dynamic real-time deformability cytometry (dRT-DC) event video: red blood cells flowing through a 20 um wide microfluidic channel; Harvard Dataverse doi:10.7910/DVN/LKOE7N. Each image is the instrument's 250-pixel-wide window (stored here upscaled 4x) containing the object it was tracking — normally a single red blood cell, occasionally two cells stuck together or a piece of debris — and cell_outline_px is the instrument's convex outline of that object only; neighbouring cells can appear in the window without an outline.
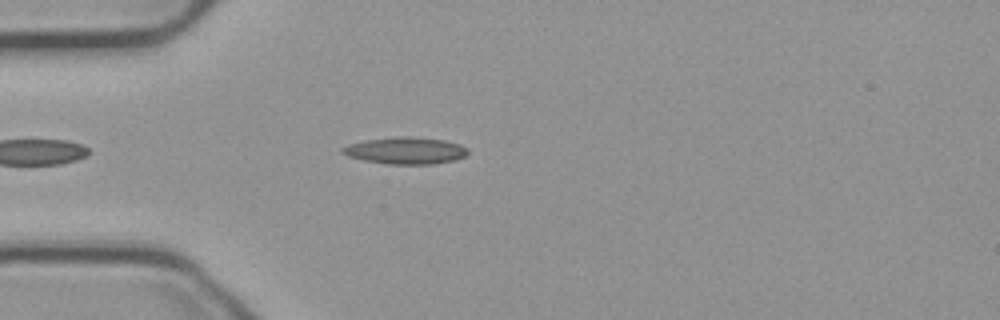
{"species": "common noctule bat (a hibernating species)", "species_latin": "Nyctalus noctula", "temperature_condition": "cold", "stored_images_in_passage": 23, "camera_frame_rate_fps": 3000, "um_per_image_px": 0.085, "animal": {"sex": "male", "body_mass_g": 23.1, "forearm_length_mm": 52.7}, "frame": {"image": 1, "passage_image": 6, "time_ms": 1.667, "image_size_px": [1000, 320], "cell_outline_px": [[468, 152], [464, 156], [456, 160], [432, 164], [388, 164], [364, 160], [348, 156], [340, 152], [340, 148], [348, 144], [364, 140], [396, 136], [412, 136], [444, 140], [460, 144], [468, 148]], "centroid_in_image_um": [34.46, 12.79], "position_along_channel_um": 50.5, "area_um2": 19.83}}
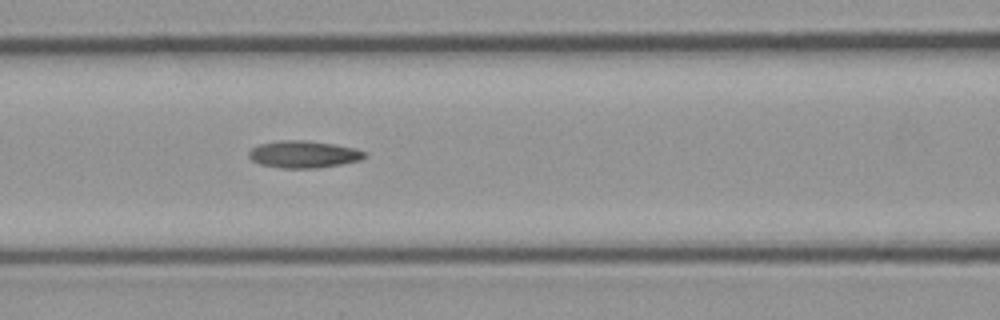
{"frame": {"image": 2, "passage_image": 14, "time_ms": 4.333, "image_size_px": [1000, 320], "cell_outline_px": [[368, 156], [360, 160], [340, 164], [316, 168], [280, 168], [260, 164], [252, 160], [248, 156], [248, 152], [252, 148], [260, 144], [280, 140], [304, 140], [332, 144], [356, 148], [364, 152]], "centroid_in_image_um": [25.79, 13.12], "position_along_channel_um": 140.8, "area_um2": 18.21}}
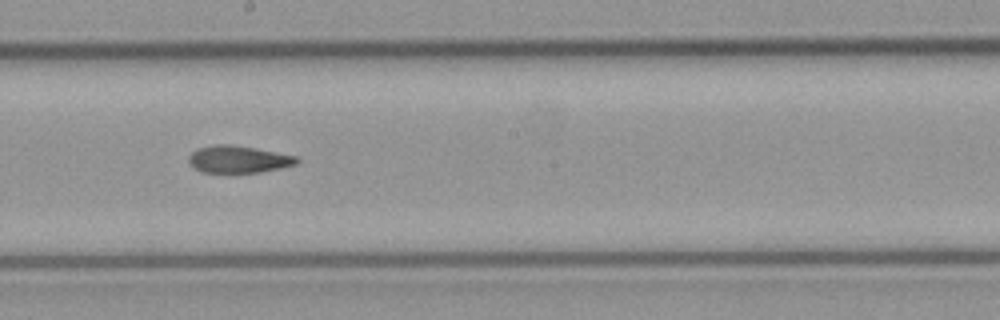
{"frame": {"image": 3, "passage_image": 21, "time_ms": 6.667, "image_size_px": [1000, 320], "cell_outline_px": [[300, 160], [296, 164], [280, 168], [260, 172], [204, 172], [196, 168], [188, 160], [188, 156], [192, 152], [200, 148], [212, 144], [232, 144], [256, 148], [296, 156]], "centroid_in_image_um": [20.28, 13.52], "position_along_channel_um": 227.9, "area_um2": 16.94}}